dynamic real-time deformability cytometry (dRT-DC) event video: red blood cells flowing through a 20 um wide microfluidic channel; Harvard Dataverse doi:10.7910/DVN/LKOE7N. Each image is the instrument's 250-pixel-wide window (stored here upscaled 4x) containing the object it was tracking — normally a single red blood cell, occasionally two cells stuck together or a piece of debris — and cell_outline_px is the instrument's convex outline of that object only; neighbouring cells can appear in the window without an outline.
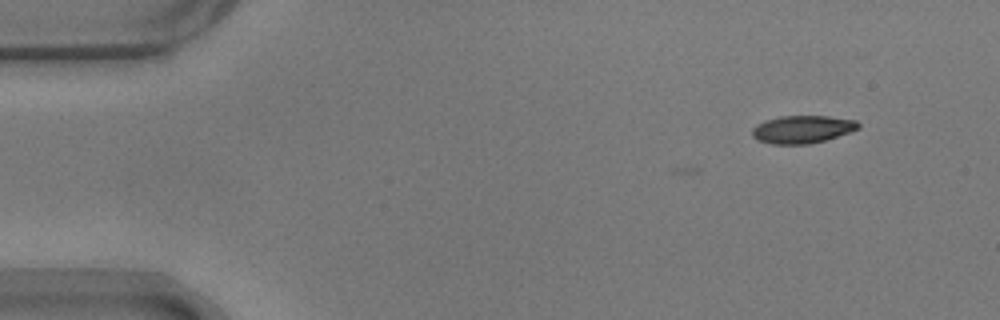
{"species": "common noctule bat (a hibernating species)", "species_latin": "Nyctalus noctula", "temperature_condition": "warm", "stored_images_in_passage": 11, "camera_frame_rate_fps": 3000, "um_per_image_px": 0.085, "animal": {"sex": "male", "body_mass_g": 17.9}, "frame": {"image": 1, "passage_image": 1, "time_ms": 0.0, "image_size_px": [1000, 320], "cell_outline_px": [[860, 128], [824, 140], [808, 144], [772, 144], [756, 140], [752, 136], [752, 128], [764, 120], [780, 116], [828, 116], [856, 120], [860, 124]], "centroid_in_image_um": [68.16, 10.99], "position_along_channel_um": 16.8, "area_um2": 17.11}}
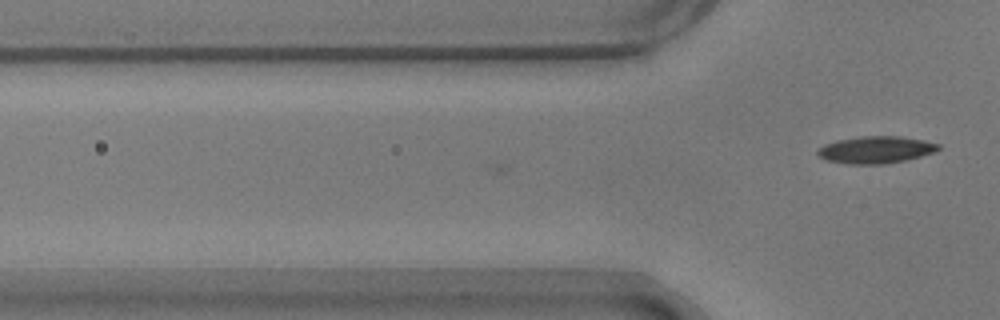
{"frame": {"image": 2, "passage_image": 11, "time_ms": 3.333, "image_size_px": [1000, 320], "cell_outline_px": [[940, 148], [932, 152], [908, 160], [884, 164], [848, 164], [824, 160], [816, 152], [816, 148], [824, 144], [836, 140], [860, 136], [900, 136], [924, 140], [940, 144]], "centroid_in_image_um": [74.4, 12.73], "position_along_channel_um": 51.4, "area_um2": 19.25}}